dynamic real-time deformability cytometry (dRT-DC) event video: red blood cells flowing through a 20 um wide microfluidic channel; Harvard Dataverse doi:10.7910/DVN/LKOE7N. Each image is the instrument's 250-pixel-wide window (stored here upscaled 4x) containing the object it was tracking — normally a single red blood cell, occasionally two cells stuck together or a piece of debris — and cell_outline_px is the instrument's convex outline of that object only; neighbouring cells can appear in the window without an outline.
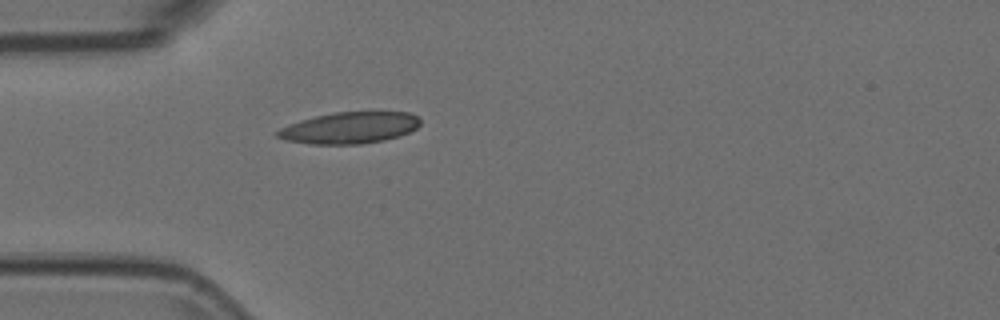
{"species": "Egyptian fruit bat (a non-hibernating species)", "species_latin": "Rousettus aegyptiacus", "temperature_condition": "room temperature", "stored_images_in_passage": 18, "camera_frame_rate_fps": 3000, "um_per_image_px": 0.085, "animal": {"sex": "female"}, "frame": {"image": 1, "passage_image": 1, "time_ms": 0.0, "image_size_px": [1000, 320], "cell_outline_px": [[420, 124], [416, 128], [408, 132], [384, 140], [360, 144], [308, 144], [284, 140], [276, 136], [276, 132], [280, 128], [288, 124], [300, 120], [316, 116], [336, 112], [408, 112], [416, 116], [420, 120]], "centroid_in_image_um": [29.67, 10.87], "position_along_channel_um": 55.3, "area_um2": 26.07}}
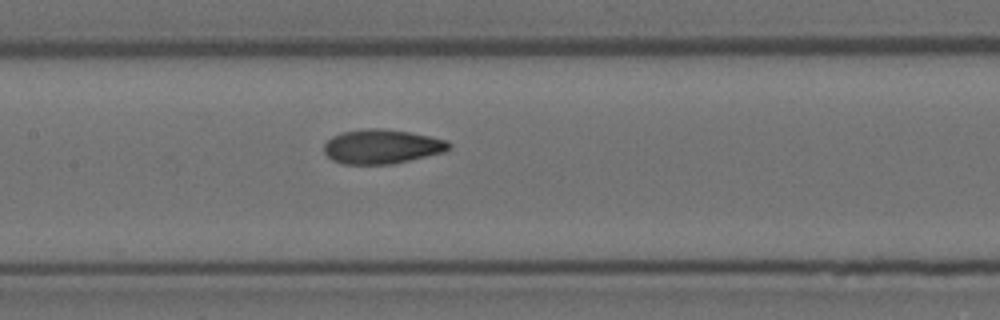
{"frame": {"image": 2, "passage_image": 11, "time_ms": 3.333, "image_size_px": [1000, 320], "cell_outline_px": [[452, 144], [444, 152], [392, 164], [344, 164], [332, 160], [324, 152], [324, 144], [332, 136], [344, 132], [368, 128], [380, 128], [408, 132], [448, 140]], "centroid_in_image_um": [32.45, 12.46], "position_along_channel_um": 175.0, "area_um2": 24.8}}
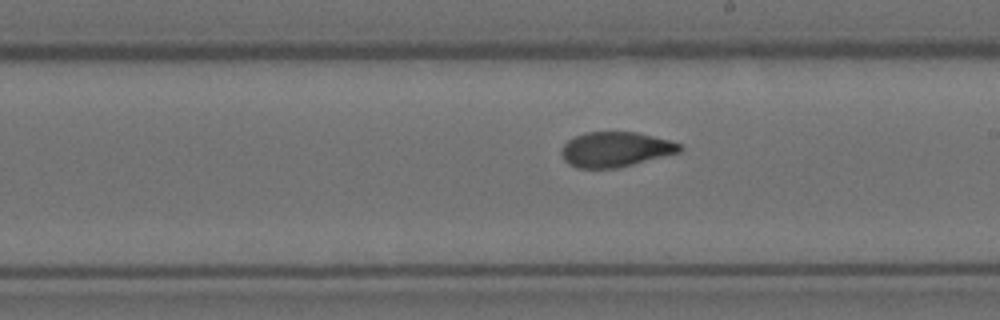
{"frame": {"image": 3, "passage_image": 16, "time_ms": 5.0, "image_size_px": [1000, 320], "cell_outline_px": [[684, 148], [680, 152], [620, 168], [576, 168], [568, 164], [564, 160], [560, 152], [560, 148], [568, 140], [584, 132], [636, 132], [668, 140], [680, 144]], "centroid_in_image_um": [52.29, 12.71], "position_along_channel_um": 236.7, "area_um2": 24.28}}